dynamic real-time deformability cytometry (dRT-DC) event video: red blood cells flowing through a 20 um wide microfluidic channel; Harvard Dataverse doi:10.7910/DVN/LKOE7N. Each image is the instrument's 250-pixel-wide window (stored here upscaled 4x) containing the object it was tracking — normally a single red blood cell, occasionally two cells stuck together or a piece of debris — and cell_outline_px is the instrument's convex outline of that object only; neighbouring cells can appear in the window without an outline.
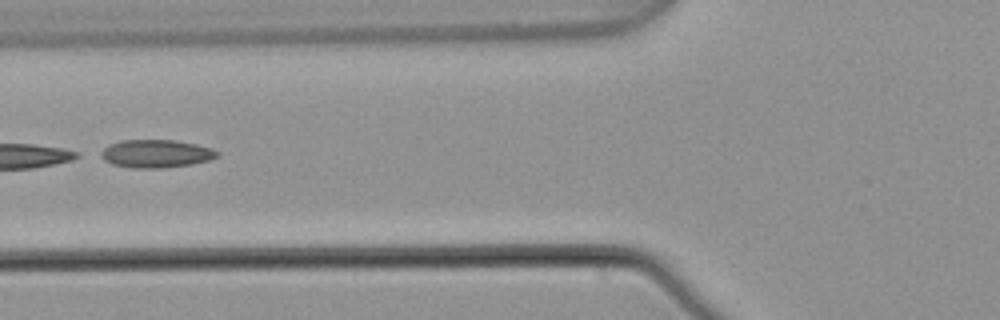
{"species": "common noctule bat (a hibernating species)", "species_latin": "Nyctalus noctula", "temperature_condition": "warm", "stored_images_in_passage": 4, "camera_frame_rate_fps": 3000, "um_per_image_px": 0.085, "animal": {"sex": "male", "body_mass_g": 21.5, "forearm_length_mm": 52.0}, "frame": {"image": 1, "passage_image": 4, "time_ms": 1.0, "image_size_px": [1000, 320], "cell_outline_px": [[220, 152], [216, 156], [208, 160], [192, 164], [160, 168], [132, 168], [112, 164], [96, 156], [96, 152], [108, 144], [120, 140], [176, 140], [196, 144], [212, 148]], "centroid_in_image_um": [13.16, 13.05], "position_along_channel_um": 112.6, "area_um2": 19.31}}